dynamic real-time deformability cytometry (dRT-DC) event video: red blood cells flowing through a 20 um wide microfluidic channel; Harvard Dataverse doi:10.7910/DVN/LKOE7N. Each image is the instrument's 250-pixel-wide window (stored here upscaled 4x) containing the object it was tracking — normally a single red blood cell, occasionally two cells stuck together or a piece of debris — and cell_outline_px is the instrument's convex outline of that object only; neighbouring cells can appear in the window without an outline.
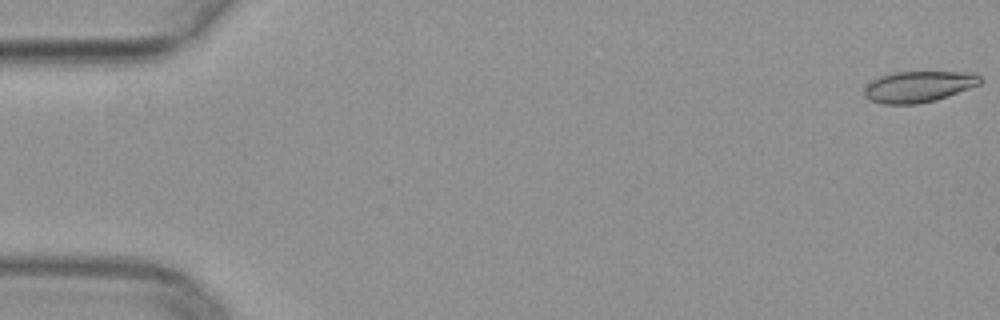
{"species": "common noctule bat (a hibernating species)", "species_latin": "Nyctalus noctula", "temperature_condition": "warm", "stored_images_in_passage": 16, "camera_frame_rate_fps": 3000, "um_per_image_px": 0.085, "animal": {"sex": "female", "body_mass_g": 29.2, "forearm_length_mm": 56.3}, "frame": {"image": 1, "passage_image": 1, "time_ms": 0.0, "image_size_px": [1000, 320], "cell_outline_px": [[984, 80], [980, 84], [936, 100], [916, 104], [880, 104], [868, 100], [864, 96], [864, 88], [872, 80], [880, 76], [896, 72], [972, 72], [980, 76]], "centroid_in_image_um": [78.06, 7.37], "position_along_channel_um": 6.9, "area_um2": 21.1}}
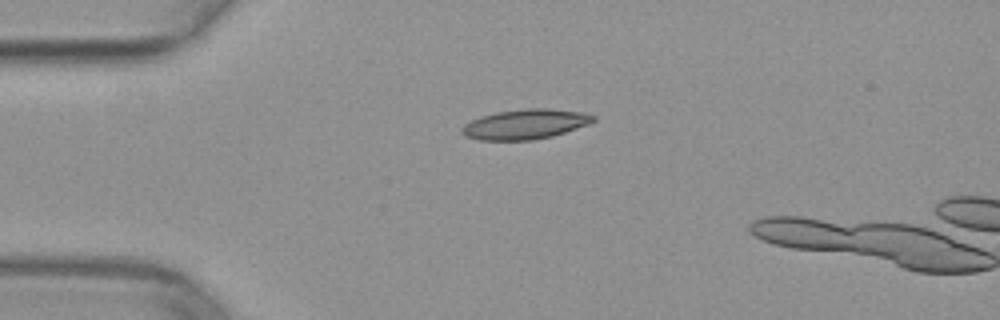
{"frame": {"image": 2, "passage_image": 13, "time_ms": 4.0, "image_size_px": [1000, 320], "cell_outline_px": [[596, 120], [588, 124], [552, 136], [532, 140], [480, 140], [464, 136], [460, 132], [460, 128], [464, 124], [480, 116], [496, 112], [524, 108], [548, 108], [584, 112], [596, 116]], "centroid_in_image_um": [44.62, 10.55], "position_along_channel_um": 40.4, "area_um2": 23.06}}